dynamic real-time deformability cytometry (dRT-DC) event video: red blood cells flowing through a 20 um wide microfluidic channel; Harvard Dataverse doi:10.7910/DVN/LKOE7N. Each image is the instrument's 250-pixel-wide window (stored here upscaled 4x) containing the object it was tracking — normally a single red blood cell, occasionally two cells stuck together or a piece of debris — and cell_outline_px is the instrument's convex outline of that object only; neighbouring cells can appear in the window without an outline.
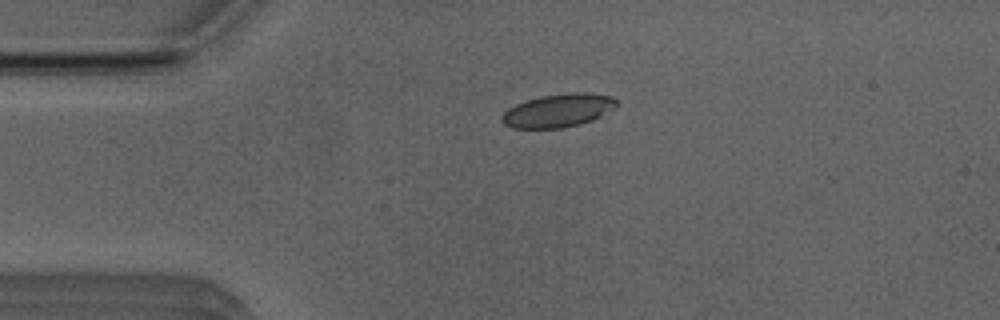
{"species": "Egyptian fruit bat (a non-hibernating species)", "species_latin": "Rousettus aegyptiacus", "temperature_condition": "room temperature", "stored_images_in_passage": 43, "camera_frame_rate_fps": 3000, "um_per_image_px": 0.085, "animal": {"sex": "male"}, "frame": {"image": 1, "passage_image": 3, "time_ms": 0.667, "image_size_px": [1000, 320], "cell_outline_px": [[616, 108], [592, 120], [580, 124], [564, 128], [512, 128], [504, 124], [500, 120], [500, 116], [508, 108], [516, 104], [540, 96], [576, 92], [588, 92], [612, 96], [616, 100]], "centroid_in_image_um": [47.44, 9.4], "position_along_channel_um": 37.6, "area_um2": 22.31}}
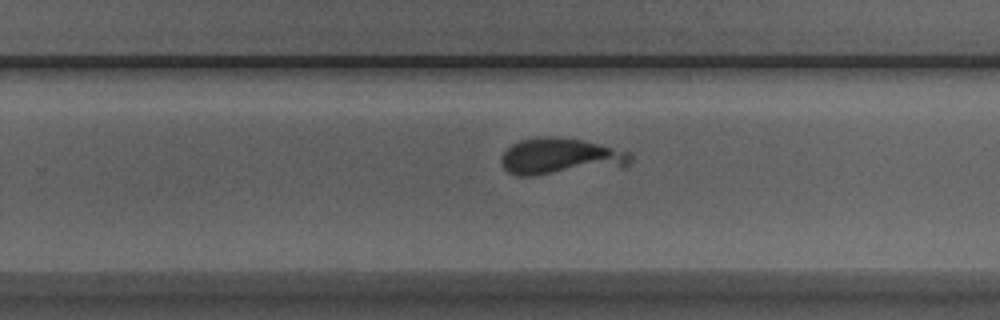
{"frame": {"image": 2, "passage_image": 24, "time_ms": 7.667, "image_size_px": [1000, 320], "cell_outline_px": [[632, 160], [624, 168], [532, 176], [516, 176], [508, 172], [504, 168], [500, 160], [500, 156], [512, 144], [520, 140], [544, 136], [552, 136], [580, 140], [600, 144], [632, 152]], "centroid_in_image_um": [47.69, 13.33], "position_along_channel_um": 282.1, "area_um2": 28.21}}
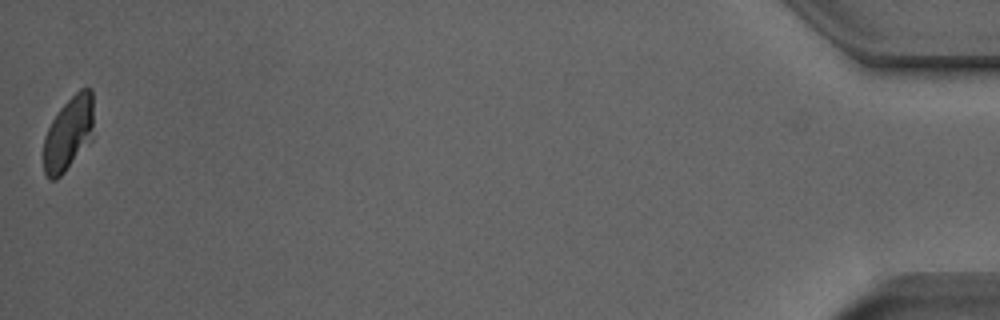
{"frame": {"image": 3, "passage_image": 43, "time_ms": 14.0, "image_size_px": [1000, 320], "cell_outline_px": [[92, 140], [64, 172], [56, 180], [48, 180], [44, 172], [44, 136], [52, 120], [60, 108], [80, 88], [92, 88]], "centroid_in_image_um": [5.81, 11.37], "position_along_channel_um": 429.4, "area_um2": 21.44}}